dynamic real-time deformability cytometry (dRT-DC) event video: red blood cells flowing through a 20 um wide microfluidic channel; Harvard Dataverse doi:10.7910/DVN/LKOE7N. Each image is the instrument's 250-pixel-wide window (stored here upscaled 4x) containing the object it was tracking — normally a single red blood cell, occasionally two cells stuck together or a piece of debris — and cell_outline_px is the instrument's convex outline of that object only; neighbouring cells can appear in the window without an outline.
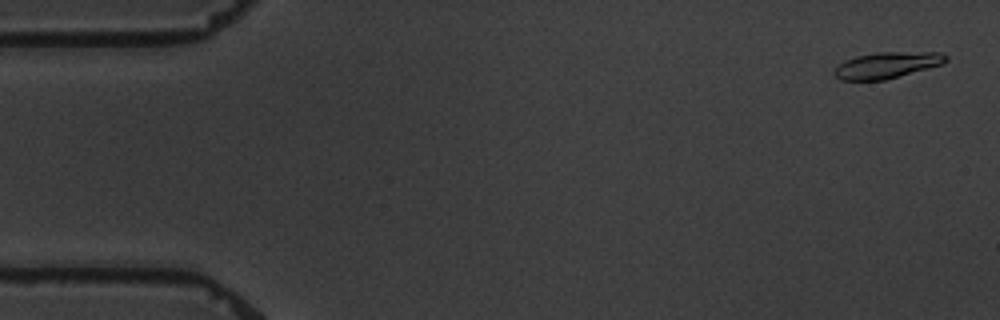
{"species": "common noctule bat (a hibernating species)", "species_latin": "Nyctalus noctula", "temperature_condition": "warm", "stored_images_in_passage": 4, "camera_frame_rate_fps": 3000, "um_per_image_px": 0.085, "animal": {"sex": "male", "body_mass_g": 19.5, "forearm_length_mm": 54.6}, "frame": {"image": 1, "passage_image": 1, "time_ms": 0.0, "image_size_px": [1000, 320], "cell_outline_px": [[948, 60], [944, 64], [884, 80], [840, 80], [832, 72], [844, 60], [856, 56], [876, 52], [940, 52], [948, 56]], "centroid_in_image_um": [75.41, 5.53], "position_along_channel_um": 9.6, "area_um2": 17.11}}